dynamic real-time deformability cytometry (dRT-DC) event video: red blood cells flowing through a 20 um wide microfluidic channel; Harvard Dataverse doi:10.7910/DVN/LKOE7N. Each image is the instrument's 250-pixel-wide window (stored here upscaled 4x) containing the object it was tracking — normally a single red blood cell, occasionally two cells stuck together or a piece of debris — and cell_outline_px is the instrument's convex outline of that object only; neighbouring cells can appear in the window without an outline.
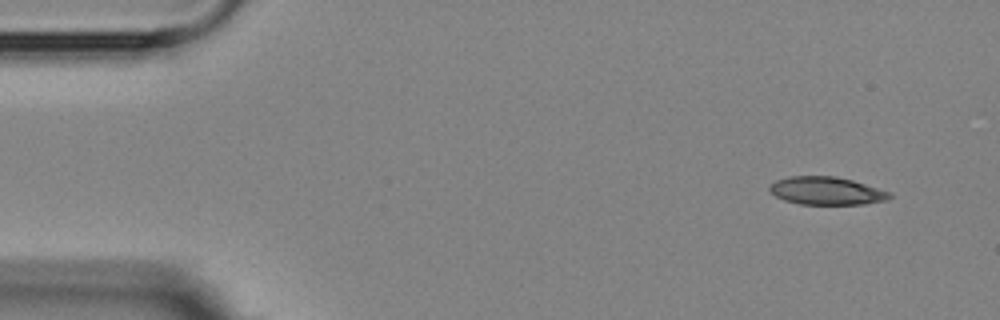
{"species": "Egyptian fruit bat (a non-hibernating species)", "species_latin": "Rousettus aegyptiacus", "temperature_condition": "room temperature", "stored_images_in_passage": 5, "camera_frame_rate_fps": 3000, "um_per_image_px": 0.085, "animal": {"sex": "female"}, "frame": {"image": 1, "passage_image": 1, "time_ms": 0.0, "image_size_px": [1000, 320], "cell_outline_px": [[892, 196], [888, 200], [864, 204], [800, 204], [784, 200], [776, 196], [768, 188], [776, 180], [788, 176], [836, 176], [852, 180], [892, 192]], "centroid_in_image_um": [70.28, 16.22], "position_along_channel_um": 14.7, "area_um2": 19.54}}
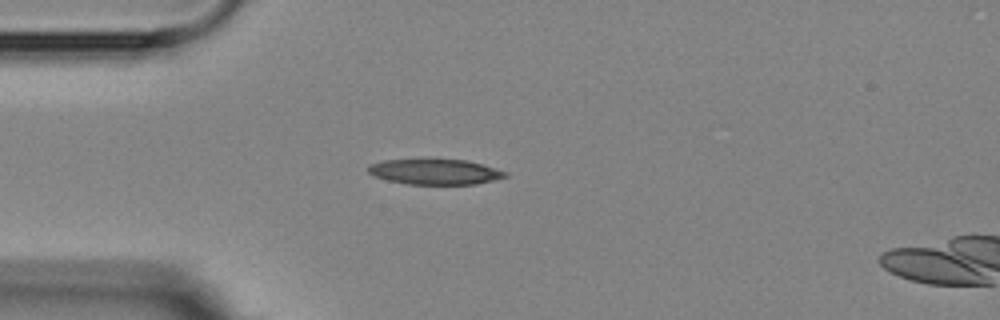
{"frame": {"image": 2, "passage_image": 4, "time_ms": 3.333, "image_size_px": [1000, 320], "cell_outline_px": [[508, 176], [476, 184], [408, 184], [388, 180], [376, 176], [368, 172], [368, 164], [384, 160], [468, 160], [508, 172]], "centroid_in_image_um": [36.98, 14.6], "position_along_channel_um": 48.0, "area_um2": 20.0}}